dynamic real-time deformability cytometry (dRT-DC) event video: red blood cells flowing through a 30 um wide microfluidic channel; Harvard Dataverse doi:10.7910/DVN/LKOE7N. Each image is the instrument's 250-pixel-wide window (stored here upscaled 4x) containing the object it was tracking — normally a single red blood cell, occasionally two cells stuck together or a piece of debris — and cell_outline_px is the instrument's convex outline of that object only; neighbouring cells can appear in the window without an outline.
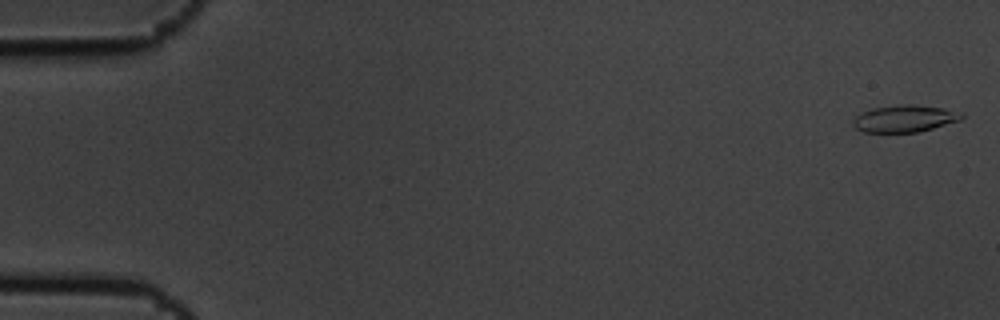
{"species": "common noctule bat (a hibernating species)", "species_latin": "Nyctalus noctula", "temperature_condition": "cold", "stored_images_in_passage": 6, "camera_frame_rate_fps": 3000, "um_per_image_px": 0.085, "animal": {"sex": "male", "body_mass_g": 19.5, "forearm_length_mm": 54.6}, "frame": {"image": 1, "passage_image": 1, "time_ms": 0.0, "image_size_px": [1000, 320], "cell_outline_px": [[964, 116], [960, 120], [932, 128], [916, 132], [864, 132], [856, 128], [852, 124], [852, 120], [856, 116], [872, 108], [900, 104], [916, 104], [944, 108], [964, 112]], "centroid_in_image_um": [76.91, 10.06], "position_along_channel_um": 8.1, "area_um2": 17.11}}